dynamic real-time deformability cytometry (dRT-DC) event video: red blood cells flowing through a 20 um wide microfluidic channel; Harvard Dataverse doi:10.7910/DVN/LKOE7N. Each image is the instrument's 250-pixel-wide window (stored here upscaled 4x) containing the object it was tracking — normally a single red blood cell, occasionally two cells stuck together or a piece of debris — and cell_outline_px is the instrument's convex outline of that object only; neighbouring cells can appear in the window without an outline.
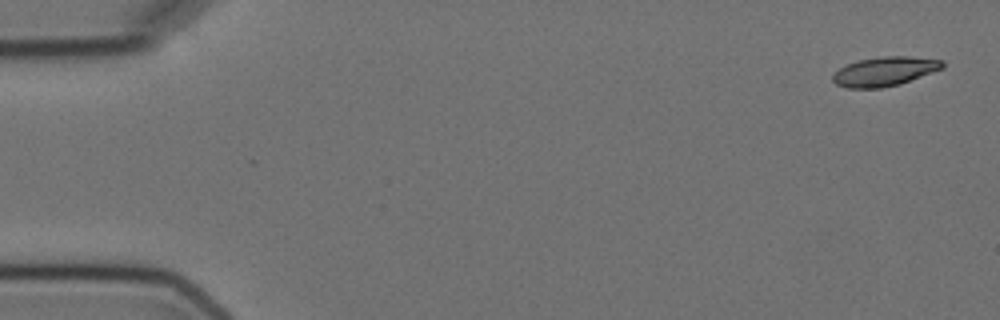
{"species": "Egyptian fruit bat (a non-hibernating species)", "species_latin": "Rousettus aegyptiacus", "temperature_condition": "cold", "stored_images_in_passage": 5, "camera_frame_rate_fps": 3000, "um_per_image_px": 0.085, "animal": {"sex": "female"}, "frame": {"image": 1, "passage_image": 1, "time_ms": 0.0, "image_size_px": [1000, 320], "cell_outline_px": [[944, 68], [900, 84], [880, 88], [848, 88], [836, 84], [832, 80], [832, 76], [840, 68], [848, 64], [860, 60], [884, 56], [908, 56], [944, 60]], "centroid_in_image_um": [75.22, 6.07], "position_along_channel_um": 9.8, "area_um2": 18.55}}
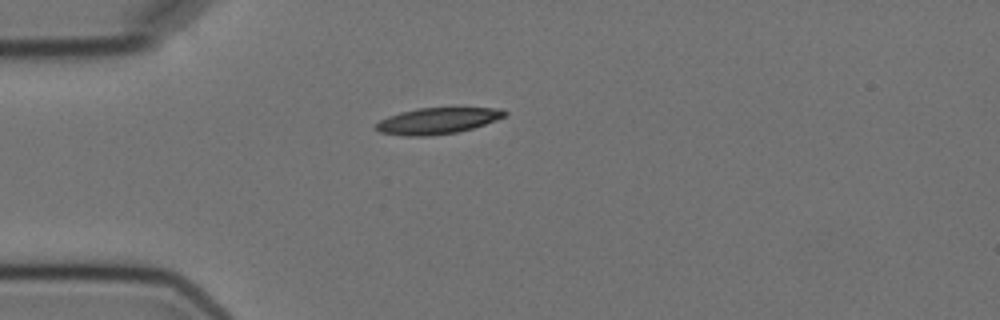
{"frame": {"image": 2, "passage_image": 5, "time_ms": 4.333, "image_size_px": [1000, 320], "cell_outline_px": [[508, 112], [504, 116], [484, 124], [472, 128], [456, 132], [428, 136], [408, 136], [380, 132], [376, 128], [376, 124], [380, 120], [388, 116], [400, 112], [420, 108], [500, 108]], "centroid_in_image_um": [37.17, 10.26], "position_along_channel_um": 47.8, "area_um2": 19.31}}